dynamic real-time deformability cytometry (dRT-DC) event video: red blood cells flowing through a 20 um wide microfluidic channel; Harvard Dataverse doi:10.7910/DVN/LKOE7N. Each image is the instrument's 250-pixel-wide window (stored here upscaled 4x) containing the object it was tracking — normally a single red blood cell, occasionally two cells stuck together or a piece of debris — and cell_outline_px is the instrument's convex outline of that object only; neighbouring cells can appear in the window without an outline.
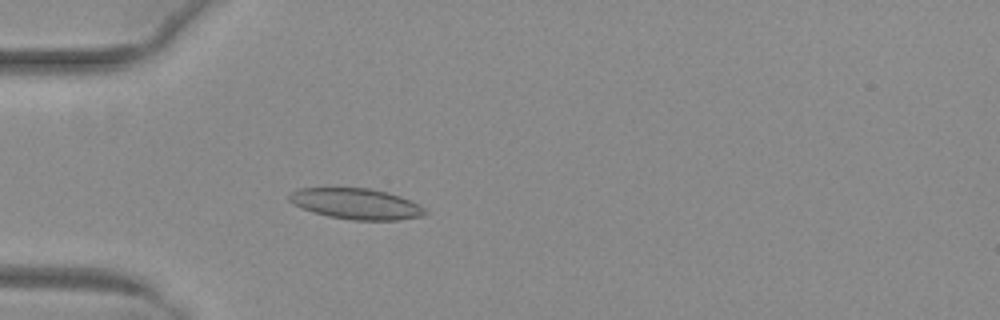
{"species": "common noctule bat (a hibernating species)", "species_latin": "Nyctalus noctula", "temperature_condition": "warm", "stored_images_in_passage": 53, "camera_frame_rate_fps": 3000, "um_per_image_px": 0.085, "animal": {"sex": "female", "body_mass_g": 29.2, "forearm_length_mm": 56.3}, "frame": {"image": 1, "passage_image": 17, "time_ms": 5.333, "image_size_px": [1000, 320], "cell_outline_px": [[428, 212], [424, 216], [400, 220], [352, 220], [328, 216], [312, 212], [292, 204], [288, 200], [288, 196], [292, 192], [300, 188], [368, 188], [388, 192], [400, 196], [420, 204]], "centroid_in_image_um": [30.3, 17.33], "position_along_channel_um": 54.7, "area_um2": 24.57}}
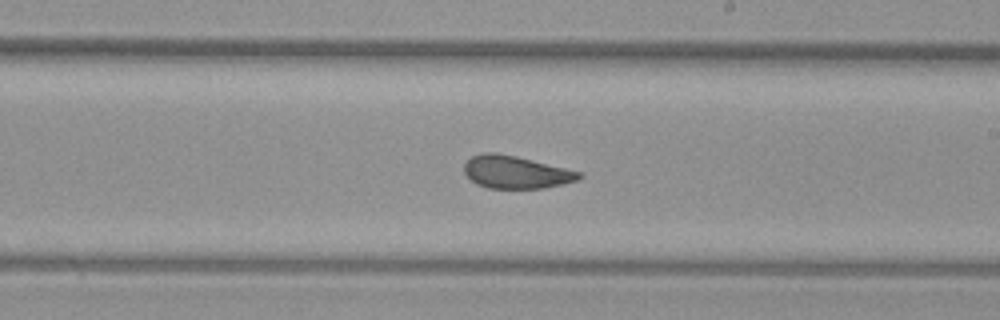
{"frame": {"image": 2, "passage_image": 32, "time_ms": 10.333, "image_size_px": [1000, 320], "cell_outline_px": [[584, 176], [576, 180], [544, 188], [488, 188], [476, 184], [464, 172], [464, 164], [472, 156], [484, 152], [496, 152], [516, 156], [584, 172]], "centroid_in_image_um": [43.86, 14.62], "position_along_channel_um": 245.1, "area_um2": 21.85}}
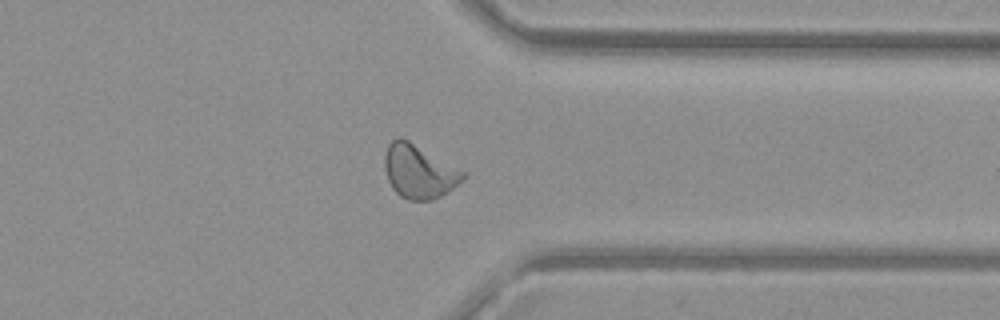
{"frame": {"image": 3, "passage_image": 42, "time_ms": 13.667, "image_size_px": [1000, 320], "cell_outline_px": [[464, 180], [448, 192], [432, 200], [408, 200], [400, 196], [392, 188], [388, 180], [384, 168], [384, 156], [388, 144], [396, 136], [400, 136], [408, 140], [464, 172]], "centroid_in_image_um": [35.57, 14.58], "position_along_channel_um": 375.8, "area_um2": 24.28}, "authors_computed_cell_mechanics": {"area_um2": 23.8136, "velocity_mm_per_s": 4.0036, "shape_relaxation_time_tau1_ms": 6.816, "shape_relaxation_time_tau2_ms": 1.5435, "deformation_change_tau1": 0.1749, "deformation_change_tau2": 0.0733}}